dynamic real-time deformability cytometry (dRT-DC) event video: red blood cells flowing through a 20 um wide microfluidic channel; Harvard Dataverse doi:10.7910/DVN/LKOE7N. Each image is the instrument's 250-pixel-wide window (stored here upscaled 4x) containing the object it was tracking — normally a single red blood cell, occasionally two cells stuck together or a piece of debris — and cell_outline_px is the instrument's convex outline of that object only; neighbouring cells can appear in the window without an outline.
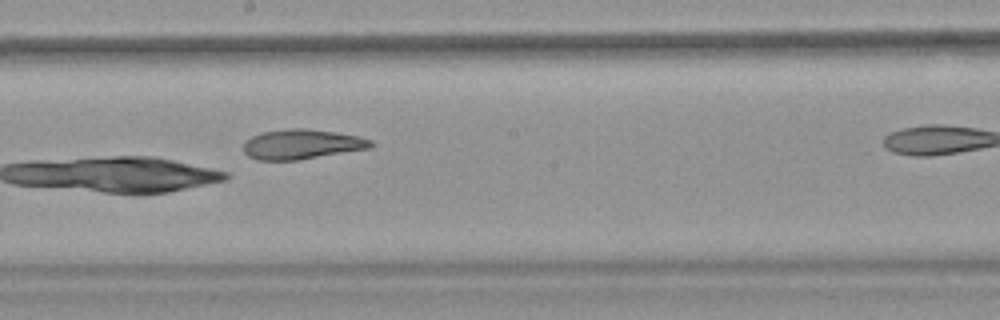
{"species": "common noctule bat (a hibernating species)", "species_latin": "Nyctalus noctula", "temperature_condition": "warm", "stored_images_in_passage": 9, "camera_frame_rate_fps": 3000, "um_per_image_px": 0.085, "animal": {"sex": "female", "body_mass_g": 18.4}, "frame": {"image": 1, "passage_image": 8, "time_ms": 9.333, "image_size_px": [1000, 320], "cell_outline_px": [[372, 148], [296, 160], [256, 160], [248, 156], [244, 152], [244, 140], [252, 136], [264, 132], [288, 128], [304, 128], [336, 132], [360, 136], [372, 140]], "centroid_in_image_um": [25.65, 12.26], "position_along_channel_um": 222.5, "area_um2": 22.2}}